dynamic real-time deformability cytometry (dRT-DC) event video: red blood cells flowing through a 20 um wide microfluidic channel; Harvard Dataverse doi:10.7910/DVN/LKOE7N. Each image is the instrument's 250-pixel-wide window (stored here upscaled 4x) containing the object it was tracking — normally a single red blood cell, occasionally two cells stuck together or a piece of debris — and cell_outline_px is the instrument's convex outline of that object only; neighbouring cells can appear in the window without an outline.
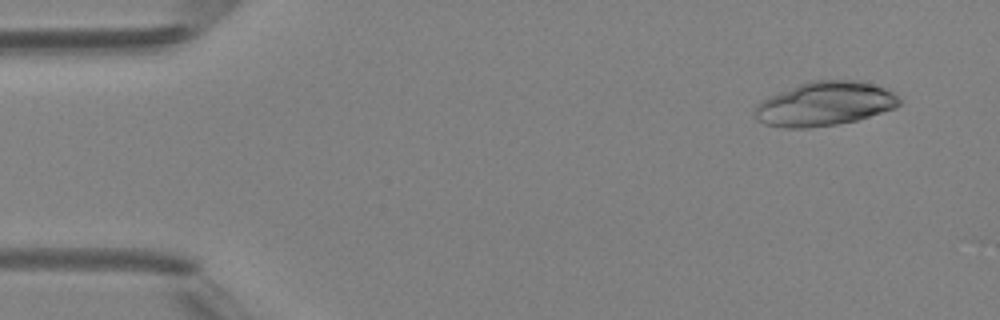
{"species": "Egyptian fruit bat (a non-hibernating species)", "species_latin": "Rousettus aegyptiacus", "temperature_condition": "room temperature", "stored_images_in_passage": 4, "camera_frame_rate_fps": 3000, "um_per_image_px": 0.085, "animal": {"sex": "female"}, "frame": {"image": 1, "passage_image": 1, "time_ms": 0.0, "image_size_px": [1000, 320], "cell_outline_px": [[900, 104], [896, 108], [856, 120], [836, 124], [808, 128], [784, 128], [764, 124], [756, 120], [752, 112], [756, 104], [780, 92], [800, 84], [812, 80], [860, 80], [884, 88], [892, 92], [900, 100]], "centroid_in_image_um": [70.07, 8.84], "position_along_channel_um": 14.9, "area_um2": 36.93}}